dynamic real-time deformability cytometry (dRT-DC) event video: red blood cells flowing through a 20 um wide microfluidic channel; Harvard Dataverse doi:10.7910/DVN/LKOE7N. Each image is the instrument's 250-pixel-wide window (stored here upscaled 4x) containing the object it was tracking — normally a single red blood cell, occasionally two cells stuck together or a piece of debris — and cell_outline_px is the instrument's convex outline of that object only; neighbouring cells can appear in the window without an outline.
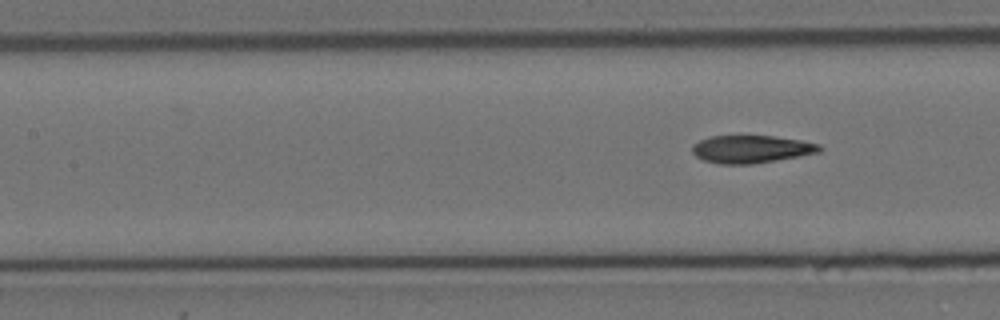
{"species": "Egyptian fruit bat (a non-hibernating species)", "species_latin": "Rousettus aegyptiacus", "temperature_condition": "cold", "stored_images_in_passage": 9, "segment_of_instrument_passage": [2, 2], "camera_frame_rate_fps": 3000, "um_per_image_px": 0.085, "animal": {"sex": "female"}, "frame": {"image": 1, "passage_image": 9, "time_ms": 2.667, "image_size_px": [1000, 320], "cell_outline_px": [[824, 148], [820, 152], [800, 156], [752, 164], [720, 164], [704, 160], [696, 156], [692, 152], [692, 144], [700, 140], [712, 136], [772, 136], [800, 140], [820, 144]], "centroid_in_image_um": [63.87, 12.68], "position_along_channel_um": 143.5, "area_um2": 20.52}}